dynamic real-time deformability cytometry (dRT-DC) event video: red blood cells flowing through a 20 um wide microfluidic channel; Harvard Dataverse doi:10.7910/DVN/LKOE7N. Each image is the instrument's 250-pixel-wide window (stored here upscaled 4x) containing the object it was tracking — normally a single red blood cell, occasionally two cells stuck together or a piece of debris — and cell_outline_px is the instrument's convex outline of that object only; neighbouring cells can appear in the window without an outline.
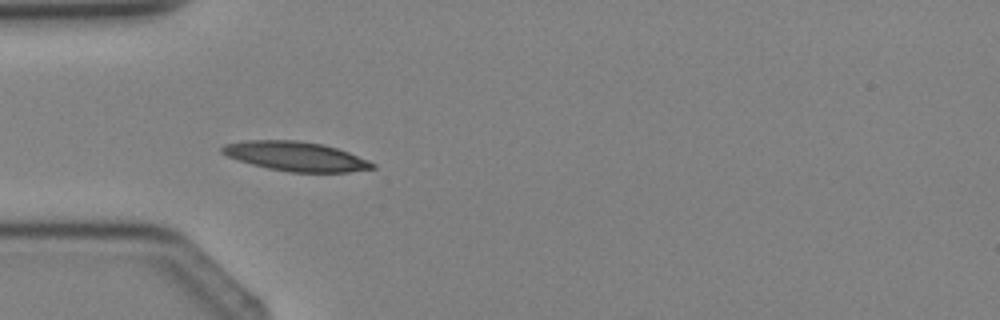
{"species": "Egyptian fruit bat (a non-hibernating species)", "species_latin": "Rousettus aegyptiacus", "temperature_condition": "cold", "stored_images_in_passage": 4, "camera_frame_rate_fps": 3000, "um_per_image_px": 0.085, "animal": {"sex": "female"}, "frame": {"image": 1, "passage_image": 3, "time_ms": 3.333, "image_size_px": [1000, 320], "cell_outline_px": [[376, 168], [348, 172], [288, 172], [268, 168], [252, 164], [228, 156], [220, 152], [220, 148], [224, 144], [244, 140], [296, 140], [324, 144], [348, 152], [368, 160], [376, 164]], "centroid_in_image_um": [25.14, 13.28], "position_along_channel_um": 59.9, "area_um2": 25.72}}
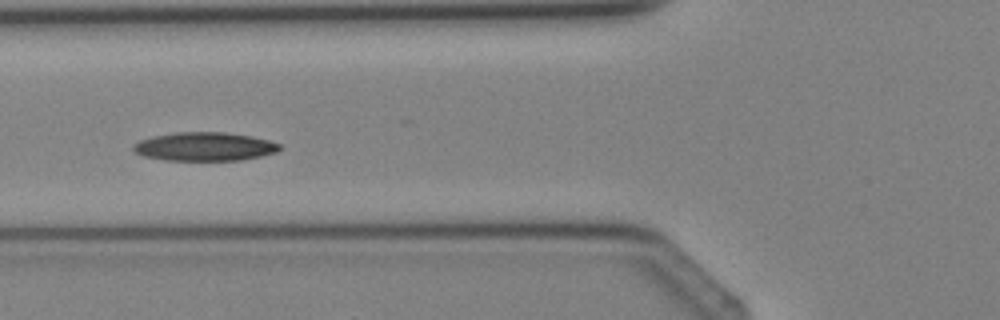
{"frame": {"image": 2, "passage_image": 4, "time_ms": 4.333, "image_size_px": [1000, 320], "cell_outline_px": [[280, 148], [276, 152], [260, 156], [240, 160], [164, 160], [144, 156], [136, 152], [132, 148], [132, 144], [140, 140], [156, 136], [176, 132], [224, 132], [252, 136], [268, 140], [280, 144]], "centroid_in_image_um": [17.38, 12.46], "position_along_channel_um": 108.4, "area_um2": 24.22}}